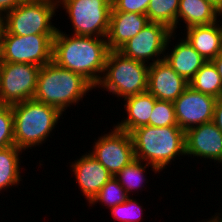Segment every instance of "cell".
Returning <instances> with one entry per match:
<instances>
[{
    "label": "cell",
    "instance_id": "obj_28",
    "mask_svg": "<svg viewBox=\"0 0 222 222\" xmlns=\"http://www.w3.org/2000/svg\"><path fill=\"white\" fill-rule=\"evenodd\" d=\"M15 145L11 105L0 104V149Z\"/></svg>",
    "mask_w": 222,
    "mask_h": 222
},
{
    "label": "cell",
    "instance_id": "obj_24",
    "mask_svg": "<svg viewBox=\"0 0 222 222\" xmlns=\"http://www.w3.org/2000/svg\"><path fill=\"white\" fill-rule=\"evenodd\" d=\"M143 164V161L135 158L114 176L128 196L130 192H133L132 190L138 191V188H142V184L147 180L144 173L150 164Z\"/></svg>",
    "mask_w": 222,
    "mask_h": 222
},
{
    "label": "cell",
    "instance_id": "obj_23",
    "mask_svg": "<svg viewBox=\"0 0 222 222\" xmlns=\"http://www.w3.org/2000/svg\"><path fill=\"white\" fill-rule=\"evenodd\" d=\"M180 0H150L146 15L150 22L160 23L175 33Z\"/></svg>",
    "mask_w": 222,
    "mask_h": 222
},
{
    "label": "cell",
    "instance_id": "obj_29",
    "mask_svg": "<svg viewBox=\"0 0 222 222\" xmlns=\"http://www.w3.org/2000/svg\"><path fill=\"white\" fill-rule=\"evenodd\" d=\"M150 0H112V7L119 12L145 14Z\"/></svg>",
    "mask_w": 222,
    "mask_h": 222
},
{
    "label": "cell",
    "instance_id": "obj_37",
    "mask_svg": "<svg viewBox=\"0 0 222 222\" xmlns=\"http://www.w3.org/2000/svg\"><path fill=\"white\" fill-rule=\"evenodd\" d=\"M2 60H1V56H0V72H1V66H2Z\"/></svg>",
    "mask_w": 222,
    "mask_h": 222
},
{
    "label": "cell",
    "instance_id": "obj_27",
    "mask_svg": "<svg viewBox=\"0 0 222 222\" xmlns=\"http://www.w3.org/2000/svg\"><path fill=\"white\" fill-rule=\"evenodd\" d=\"M127 198V200L119 205L110 209L113 219H117L120 222H138L142 219L143 210L138 200Z\"/></svg>",
    "mask_w": 222,
    "mask_h": 222
},
{
    "label": "cell",
    "instance_id": "obj_35",
    "mask_svg": "<svg viewBox=\"0 0 222 222\" xmlns=\"http://www.w3.org/2000/svg\"><path fill=\"white\" fill-rule=\"evenodd\" d=\"M218 214V215H217ZM219 215L221 216L222 214L220 213H215V216H211L216 222H222V217L220 218Z\"/></svg>",
    "mask_w": 222,
    "mask_h": 222
},
{
    "label": "cell",
    "instance_id": "obj_1",
    "mask_svg": "<svg viewBox=\"0 0 222 222\" xmlns=\"http://www.w3.org/2000/svg\"><path fill=\"white\" fill-rule=\"evenodd\" d=\"M57 30L53 39L52 61L84 77L95 89L102 78L109 52L107 38L70 36Z\"/></svg>",
    "mask_w": 222,
    "mask_h": 222
},
{
    "label": "cell",
    "instance_id": "obj_7",
    "mask_svg": "<svg viewBox=\"0 0 222 222\" xmlns=\"http://www.w3.org/2000/svg\"><path fill=\"white\" fill-rule=\"evenodd\" d=\"M57 3L70 17L72 35L107 38L112 0H57Z\"/></svg>",
    "mask_w": 222,
    "mask_h": 222
},
{
    "label": "cell",
    "instance_id": "obj_3",
    "mask_svg": "<svg viewBox=\"0 0 222 222\" xmlns=\"http://www.w3.org/2000/svg\"><path fill=\"white\" fill-rule=\"evenodd\" d=\"M93 88L80 74L51 61L40 67L33 99L51 105L63 114L70 105H76Z\"/></svg>",
    "mask_w": 222,
    "mask_h": 222
},
{
    "label": "cell",
    "instance_id": "obj_20",
    "mask_svg": "<svg viewBox=\"0 0 222 222\" xmlns=\"http://www.w3.org/2000/svg\"><path fill=\"white\" fill-rule=\"evenodd\" d=\"M222 13L206 0H180L177 14V25L180 19L185 28L194 25H209L217 22Z\"/></svg>",
    "mask_w": 222,
    "mask_h": 222
},
{
    "label": "cell",
    "instance_id": "obj_4",
    "mask_svg": "<svg viewBox=\"0 0 222 222\" xmlns=\"http://www.w3.org/2000/svg\"><path fill=\"white\" fill-rule=\"evenodd\" d=\"M11 107L15 146L24 151L45 143L44 141L55 129L60 116H63L57 108L35 99H29Z\"/></svg>",
    "mask_w": 222,
    "mask_h": 222
},
{
    "label": "cell",
    "instance_id": "obj_15",
    "mask_svg": "<svg viewBox=\"0 0 222 222\" xmlns=\"http://www.w3.org/2000/svg\"><path fill=\"white\" fill-rule=\"evenodd\" d=\"M74 162L70 166L75 179L79 189L90 203L100 189L112 178V175L90 153L82 155Z\"/></svg>",
    "mask_w": 222,
    "mask_h": 222
},
{
    "label": "cell",
    "instance_id": "obj_30",
    "mask_svg": "<svg viewBox=\"0 0 222 222\" xmlns=\"http://www.w3.org/2000/svg\"><path fill=\"white\" fill-rule=\"evenodd\" d=\"M213 122L216 127L222 131V96L216 99Z\"/></svg>",
    "mask_w": 222,
    "mask_h": 222
},
{
    "label": "cell",
    "instance_id": "obj_34",
    "mask_svg": "<svg viewBox=\"0 0 222 222\" xmlns=\"http://www.w3.org/2000/svg\"><path fill=\"white\" fill-rule=\"evenodd\" d=\"M3 31H4V14L0 12V43H1Z\"/></svg>",
    "mask_w": 222,
    "mask_h": 222
},
{
    "label": "cell",
    "instance_id": "obj_6",
    "mask_svg": "<svg viewBox=\"0 0 222 222\" xmlns=\"http://www.w3.org/2000/svg\"><path fill=\"white\" fill-rule=\"evenodd\" d=\"M58 8L57 0H23L4 14V31L13 35L56 34L51 22Z\"/></svg>",
    "mask_w": 222,
    "mask_h": 222
},
{
    "label": "cell",
    "instance_id": "obj_12",
    "mask_svg": "<svg viewBox=\"0 0 222 222\" xmlns=\"http://www.w3.org/2000/svg\"><path fill=\"white\" fill-rule=\"evenodd\" d=\"M216 99L188 86L173 102L178 126L186 131L194 126L213 121Z\"/></svg>",
    "mask_w": 222,
    "mask_h": 222
},
{
    "label": "cell",
    "instance_id": "obj_18",
    "mask_svg": "<svg viewBox=\"0 0 222 222\" xmlns=\"http://www.w3.org/2000/svg\"><path fill=\"white\" fill-rule=\"evenodd\" d=\"M156 100L148 91L125 98L127 117L115 127L130 133L138 127L148 125Z\"/></svg>",
    "mask_w": 222,
    "mask_h": 222
},
{
    "label": "cell",
    "instance_id": "obj_22",
    "mask_svg": "<svg viewBox=\"0 0 222 222\" xmlns=\"http://www.w3.org/2000/svg\"><path fill=\"white\" fill-rule=\"evenodd\" d=\"M194 90L216 98L222 96V81L212 61H206L189 82Z\"/></svg>",
    "mask_w": 222,
    "mask_h": 222
},
{
    "label": "cell",
    "instance_id": "obj_21",
    "mask_svg": "<svg viewBox=\"0 0 222 222\" xmlns=\"http://www.w3.org/2000/svg\"><path fill=\"white\" fill-rule=\"evenodd\" d=\"M22 150L15 145L0 149V191L19 185L21 179L19 158ZM0 192V193H1Z\"/></svg>",
    "mask_w": 222,
    "mask_h": 222
},
{
    "label": "cell",
    "instance_id": "obj_31",
    "mask_svg": "<svg viewBox=\"0 0 222 222\" xmlns=\"http://www.w3.org/2000/svg\"><path fill=\"white\" fill-rule=\"evenodd\" d=\"M23 0H0V12L5 14L18 6Z\"/></svg>",
    "mask_w": 222,
    "mask_h": 222
},
{
    "label": "cell",
    "instance_id": "obj_5",
    "mask_svg": "<svg viewBox=\"0 0 222 222\" xmlns=\"http://www.w3.org/2000/svg\"><path fill=\"white\" fill-rule=\"evenodd\" d=\"M148 73L149 65L119 51H109L103 76L96 88L102 87L115 97L125 99L147 91Z\"/></svg>",
    "mask_w": 222,
    "mask_h": 222
},
{
    "label": "cell",
    "instance_id": "obj_26",
    "mask_svg": "<svg viewBox=\"0 0 222 222\" xmlns=\"http://www.w3.org/2000/svg\"><path fill=\"white\" fill-rule=\"evenodd\" d=\"M148 125L153 127L178 126L174 103L156 100Z\"/></svg>",
    "mask_w": 222,
    "mask_h": 222
},
{
    "label": "cell",
    "instance_id": "obj_2",
    "mask_svg": "<svg viewBox=\"0 0 222 222\" xmlns=\"http://www.w3.org/2000/svg\"><path fill=\"white\" fill-rule=\"evenodd\" d=\"M134 155L157 173L185 153V131L179 126L138 127L130 132Z\"/></svg>",
    "mask_w": 222,
    "mask_h": 222
},
{
    "label": "cell",
    "instance_id": "obj_17",
    "mask_svg": "<svg viewBox=\"0 0 222 222\" xmlns=\"http://www.w3.org/2000/svg\"><path fill=\"white\" fill-rule=\"evenodd\" d=\"M219 21L209 25H194L186 28V41L204 58L212 61L222 52V25Z\"/></svg>",
    "mask_w": 222,
    "mask_h": 222
},
{
    "label": "cell",
    "instance_id": "obj_9",
    "mask_svg": "<svg viewBox=\"0 0 222 222\" xmlns=\"http://www.w3.org/2000/svg\"><path fill=\"white\" fill-rule=\"evenodd\" d=\"M40 67L3 62L0 72V104L14 105L33 99Z\"/></svg>",
    "mask_w": 222,
    "mask_h": 222
},
{
    "label": "cell",
    "instance_id": "obj_19",
    "mask_svg": "<svg viewBox=\"0 0 222 222\" xmlns=\"http://www.w3.org/2000/svg\"><path fill=\"white\" fill-rule=\"evenodd\" d=\"M164 60L187 82L193 79L195 74L206 62L185 38L181 39L178 44H175L171 53L168 51V53L164 55Z\"/></svg>",
    "mask_w": 222,
    "mask_h": 222
},
{
    "label": "cell",
    "instance_id": "obj_8",
    "mask_svg": "<svg viewBox=\"0 0 222 222\" xmlns=\"http://www.w3.org/2000/svg\"><path fill=\"white\" fill-rule=\"evenodd\" d=\"M56 34L29 36L3 33L0 43L2 62L29 63L42 67L52 61L53 39Z\"/></svg>",
    "mask_w": 222,
    "mask_h": 222
},
{
    "label": "cell",
    "instance_id": "obj_13",
    "mask_svg": "<svg viewBox=\"0 0 222 222\" xmlns=\"http://www.w3.org/2000/svg\"><path fill=\"white\" fill-rule=\"evenodd\" d=\"M185 153L222 164V131L213 121L189 128L185 131Z\"/></svg>",
    "mask_w": 222,
    "mask_h": 222
},
{
    "label": "cell",
    "instance_id": "obj_16",
    "mask_svg": "<svg viewBox=\"0 0 222 222\" xmlns=\"http://www.w3.org/2000/svg\"><path fill=\"white\" fill-rule=\"evenodd\" d=\"M149 23V18L145 14L119 12L112 7L107 35L109 51H118Z\"/></svg>",
    "mask_w": 222,
    "mask_h": 222
},
{
    "label": "cell",
    "instance_id": "obj_33",
    "mask_svg": "<svg viewBox=\"0 0 222 222\" xmlns=\"http://www.w3.org/2000/svg\"><path fill=\"white\" fill-rule=\"evenodd\" d=\"M222 13V0H206Z\"/></svg>",
    "mask_w": 222,
    "mask_h": 222
},
{
    "label": "cell",
    "instance_id": "obj_32",
    "mask_svg": "<svg viewBox=\"0 0 222 222\" xmlns=\"http://www.w3.org/2000/svg\"><path fill=\"white\" fill-rule=\"evenodd\" d=\"M213 64L215 65L217 72L219 73L222 81V52H220L213 60Z\"/></svg>",
    "mask_w": 222,
    "mask_h": 222
},
{
    "label": "cell",
    "instance_id": "obj_36",
    "mask_svg": "<svg viewBox=\"0 0 222 222\" xmlns=\"http://www.w3.org/2000/svg\"><path fill=\"white\" fill-rule=\"evenodd\" d=\"M204 222H216V221L213 218H210L209 220H206V221L204 220Z\"/></svg>",
    "mask_w": 222,
    "mask_h": 222
},
{
    "label": "cell",
    "instance_id": "obj_11",
    "mask_svg": "<svg viewBox=\"0 0 222 222\" xmlns=\"http://www.w3.org/2000/svg\"><path fill=\"white\" fill-rule=\"evenodd\" d=\"M94 144L92 152L89 153L108 170L112 177L135 159L130 133L115 126L111 132L100 136Z\"/></svg>",
    "mask_w": 222,
    "mask_h": 222
},
{
    "label": "cell",
    "instance_id": "obj_14",
    "mask_svg": "<svg viewBox=\"0 0 222 222\" xmlns=\"http://www.w3.org/2000/svg\"><path fill=\"white\" fill-rule=\"evenodd\" d=\"M189 86L163 59L149 64L147 91L157 100L174 102Z\"/></svg>",
    "mask_w": 222,
    "mask_h": 222
},
{
    "label": "cell",
    "instance_id": "obj_25",
    "mask_svg": "<svg viewBox=\"0 0 222 222\" xmlns=\"http://www.w3.org/2000/svg\"><path fill=\"white\" fill-rule=\"evenodd\" d=\"M129 196L119 182L112 177L98 192V194L89 203L90 205L101 202L102 205L113 208L116 205L124 203Z\"/></svg>",
    "mask_w": 222,
    "mask_h": 222
},
{
    "label": "cell",
    "instance_id": "obj_10",
    "mask_svg": "<svg viewBox=\"0 0 222 222\" xmlns=\"http://www.w3.org/2000/svg\"><path fill=\"white\" fill-rule=\"evenodd\" d=\"M175 35L176 33L174 34L165 25L150 22L118 51L128 58L147 63V65L151 59L152 63H156L164 59L171 38L174 39Z\"/></svg>",
    "mask_w": 222,
    "mask_h": 222
}]
</instances>
